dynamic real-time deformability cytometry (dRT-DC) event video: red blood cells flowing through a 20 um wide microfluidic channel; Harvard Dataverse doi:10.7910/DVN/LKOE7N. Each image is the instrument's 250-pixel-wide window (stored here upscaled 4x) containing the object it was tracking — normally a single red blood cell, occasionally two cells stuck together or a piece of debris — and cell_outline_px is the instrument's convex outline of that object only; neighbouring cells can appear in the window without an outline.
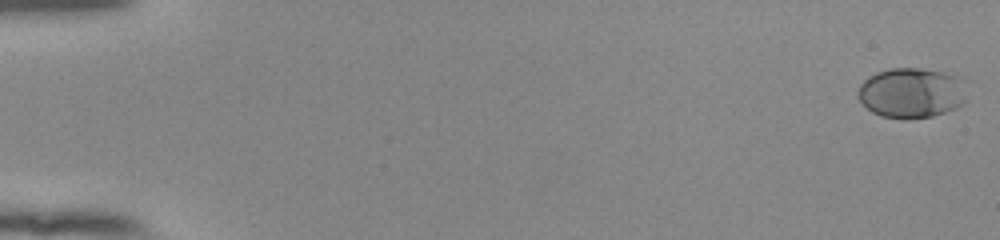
{"species": "human", "species_latin": "Homo sapiens", "temperature_condition": "room temperature", "stored_images_in_passage": 55, "camera_frame_rate_fps": 3000, "um_per_image_px": 0.085, "donor": {"sex": "female"}, "frame": {"image": 1, "passage_image": 1, "time_ms": 0.0, "image_size_px": [1000, 240], "cell_outline_px": [[968, 100], [964, 104], [956, 108], [932, 116], [904, 120], [880, 116], [872, 112], [856, 96], [856, 92], [860, 84], [868, 76], [876, 72], [888, 68], [920, 68], [964, 76]], "centroid_in_image_um": [77.52, 7.89], "position_along_channel_um": 7.5, "area_um2": 32.77}}
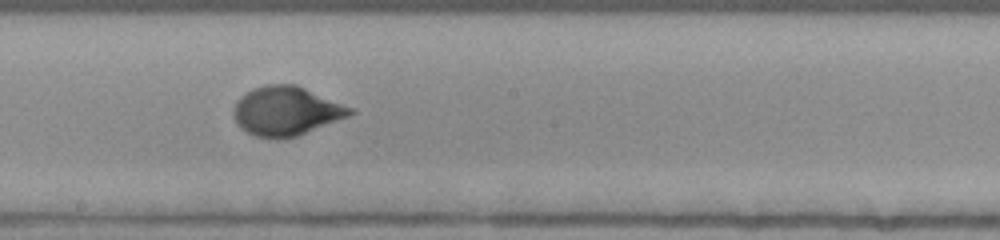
{"frame": {"image": 2, "passage_image": 32, "time_ms": 10.333, "image_size_px": [1000, 240], "cell_outline_px": [[356, 112], [348, 116], [296, 136], [276, 140], [256, 136], [240, 128], [232, 116], [232, 108], [236, 100], [240, 96], [252, 88], [268, 84], [296, 84], [356, 108]], "centroid_in_image_um": [24.31, 9.42], "position_along_channel_um": 223.9, "area_um2": 33.76}}
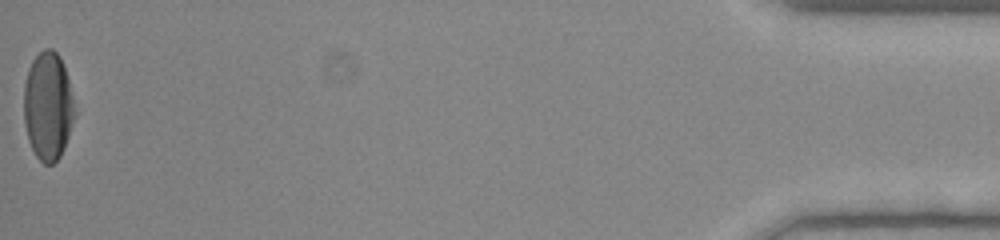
{"frame": {"image": 3, "passage_image": 55, "time_ms": 18.0, "image_size_px": [1000, 240], "cell_outline_px": [[76, 112], [64, 148], [60, 156], [52, 164], [44, 164], [36, 156], [28, 140], [24, 124], [24, 84], [28, 68], [32, 60], [44, 48], [52, 48], [60, 56], [68, 80]], "centroid_in_image_um": [4.06, 9.01], "position_along_channel_um": 431.1, "area_um2": 32.02}, "authors_computed_cell_mechanics": {"area_um2": 31.3276, "velocity_mm_per_s": 3.8741, "shape_relaxation_time_tau1_ms": 4.5933, "shape_relaxation_time_tau2_ms": null, "deformation_change_tau1": 0.2054, "deformation_change_tau2": null}}